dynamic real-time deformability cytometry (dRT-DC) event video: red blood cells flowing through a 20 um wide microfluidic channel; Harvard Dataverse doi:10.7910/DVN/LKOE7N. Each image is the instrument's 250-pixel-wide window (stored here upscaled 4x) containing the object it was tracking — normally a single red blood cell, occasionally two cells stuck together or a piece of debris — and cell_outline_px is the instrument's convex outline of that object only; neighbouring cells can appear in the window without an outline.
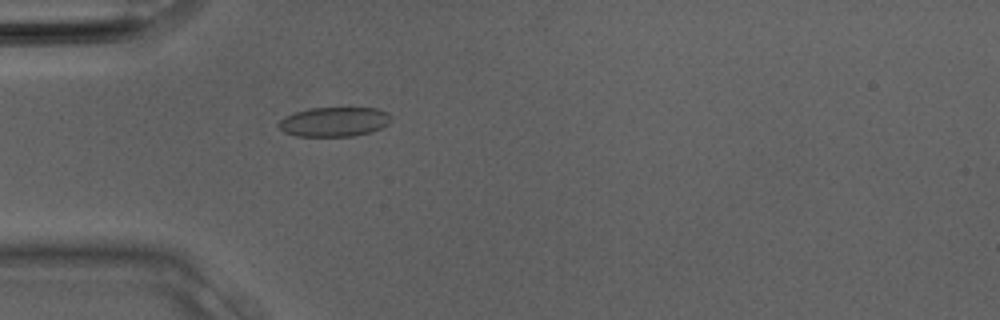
{"species": "Egyptian fruit bat (a non-hibernating species)", "species_latin": "Rousettus aegyptiacus", "temperature_condition": "room temperature", "stored_images_in_passage": 24, "camera_frame_rate_fps": 3000, "um_per_image_px": 0.085, "animal": {"sex": "male"}, "frame": {"image": 1, "passage_image": 1, "time_ms": 0.0, "image_size_px": [1000, 320], "cell_outline_px": [[392, 120], [388, 124], [380, 128], [368, 132], [352, 136], [296, 136], [284, 132], [276, 124], [284, 116], [308, 108], [376, 108], [388, 112], [392, 116]], "centroid_in_image_um": [28.4, 10.34], "position_along_channel_um": 56.6, "area_um2": 19.36}}
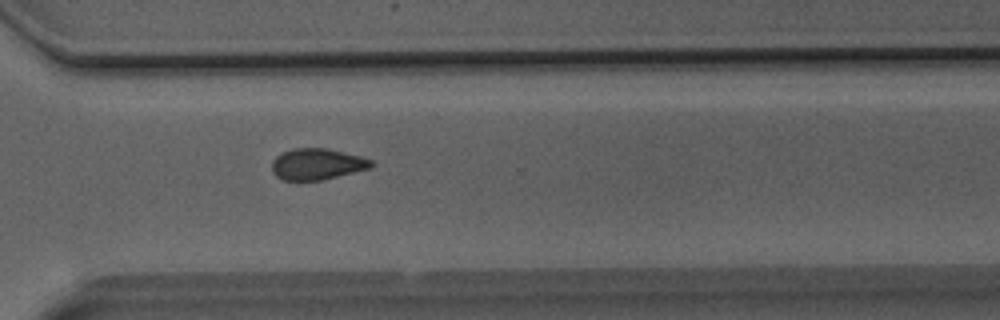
{"frame": {"image": 2, "passage_image": 15, "time_ms": 4.667, "image_size_px": [1000, 320], "cell_outline_px": [[376, 164], [372, 168], [320, 180], [284, 180], [276, 176], [272, 172], [272, 160], [276, 156], [284, 152], [296, 148], [328, 148], [360, 156], [372, 160]], "centroid_in_image_um": [26.98, 13.94], "position_along_channel_um": 343.6, "area_um2": 18.09}}
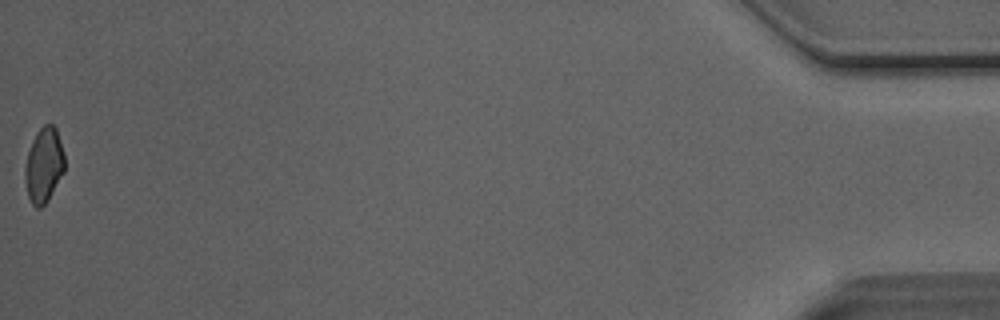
{"frame": {"image": 3, "passage_image": 24, "time_ms": 7.667, "image_size_px": [1000, 320], "cell_outline_px": [[64, 172], [48, 200], [40, 208], [36, 208], [32, 204], [28, 196], [24, 176], [24, 168], [28, 152], [32, 140], [36, 132], [44, 124], [52, 124], [56, 128], [64, 152]], "centroid_in_image_um": [3.72, 14.03], "position_along_channel_um": 431.5, "area_um2": 17.34}}